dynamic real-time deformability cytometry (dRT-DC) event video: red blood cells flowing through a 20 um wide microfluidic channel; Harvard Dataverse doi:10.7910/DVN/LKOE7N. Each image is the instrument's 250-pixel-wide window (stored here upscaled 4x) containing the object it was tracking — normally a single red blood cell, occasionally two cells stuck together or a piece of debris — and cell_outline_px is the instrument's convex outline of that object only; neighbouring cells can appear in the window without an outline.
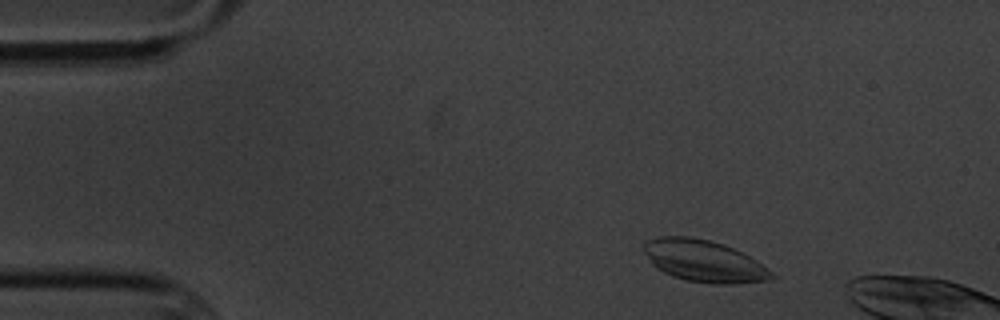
{"species": "common noctule bat (a hibernating species)", "species_latin": "Nyctalus noctula", "temperature_condition": "cold", "stored_images_in_passage": 4, "camera_frame_rate_fps": 3000, "um_per_image_px": 0.085, "animal": {"sex": "male", "body_mass_g": 20.1, "forearm_length_mm": 53.5}, "frame": {"image": 1, "passage_image": 1, "time_ms": 0.0, "image_size_px": [1000, 320], "cell_outline_px": [[776, 276], [768, 280], [732, 284], [712, 284], [688, 280], [672, 276], [656, 268], [652, 264], [644, 252], [644, 244], [648, 240], [660, 236], [692, 236], [724, 244], [756, 260], [772, 272]], "centroid_in_image_um": [59.82, 22.18], "position_along_channel_um": 25.2, "area_um2": 30.92}}